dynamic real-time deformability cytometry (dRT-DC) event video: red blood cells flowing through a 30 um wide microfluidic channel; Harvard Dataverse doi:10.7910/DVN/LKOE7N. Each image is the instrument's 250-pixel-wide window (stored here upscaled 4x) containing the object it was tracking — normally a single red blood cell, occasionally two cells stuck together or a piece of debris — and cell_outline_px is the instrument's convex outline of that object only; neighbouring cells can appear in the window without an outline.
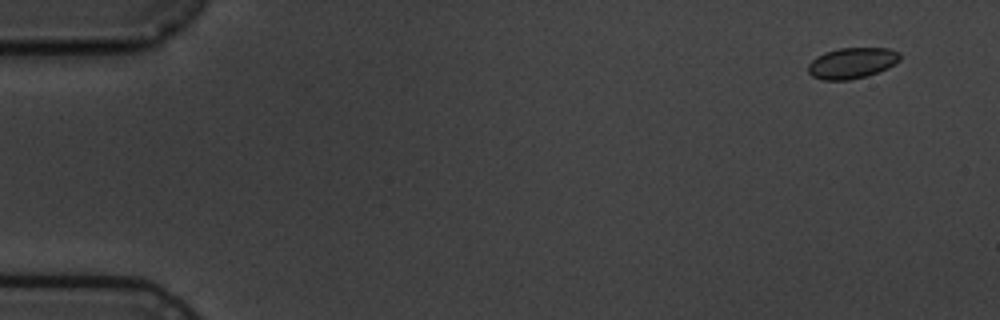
{"species": "common noctule bat (a hibernating species)", "species_latin": "Nyctalus noctula", "temperature_condition": "cold", "stored_images_in_passage": 5, "camera_frame_rate_fps": 3000, "um_per_image_px": 0.085, "animal": {"sex": "male", "body_mass_g": 19.5, "forearm_length_mm": 54.6}, "frame": {"image": 1, "passage_image": 1, "time_ms": 0.0, "image_size_px": [1000, 320], "cell_outline_px": [[900, 60], [888, 68], [868, 76], [848, 80], [824, 80], [812, 76], [808, 72], [808, 64], [816, 56], [824, 52], [840, 48], [888, 48], [900, 52]], "centroid_in_image_um": [72.42, 5.36], "position_along_channel_um": 12.6, "area_um2": 16.65}}